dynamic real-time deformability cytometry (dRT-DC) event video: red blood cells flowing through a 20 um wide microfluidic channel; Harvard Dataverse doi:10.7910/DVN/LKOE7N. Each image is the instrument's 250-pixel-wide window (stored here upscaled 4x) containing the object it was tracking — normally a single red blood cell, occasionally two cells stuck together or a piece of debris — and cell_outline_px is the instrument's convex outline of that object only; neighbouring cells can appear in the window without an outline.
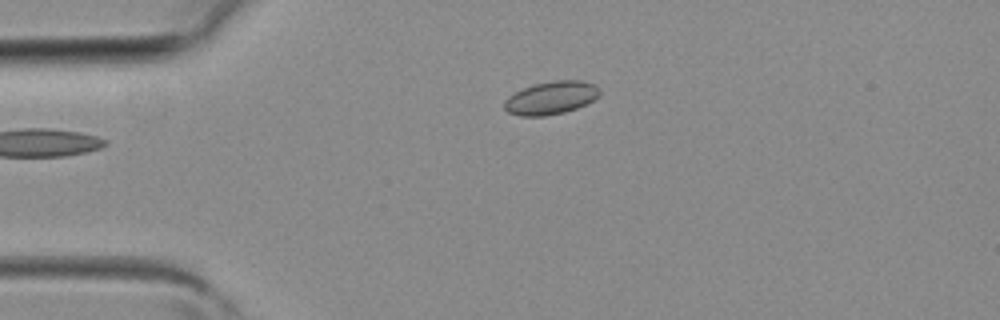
{"species": "common noctule bat (a hibernating species)", "species_latin": "Nyctalus noctula", "temperature_condition": "room temperature", "stored_images_in_passage": 3, "camera_frame_rate_fps": 3000, "um_per_image_px": 0.085, "animal": {"sex": "female", "body_mass_g": 19.3, "forearm_length_mm": 54.1}, "frame": {"image": 1, "passage_image": 3, "time_ms": 0.667, "image_size_px": [1000, 320], "cell_outline_px": [[600, 96], [576, 108], [564, 112], [544, 116], [520, 116], [508, 112], [504, 108], [504, 100], [508, 96], [532, 84], [552, 80], [580, 80], [592, 84], [600, 88]], "centroid_in_image_um": [46.82, 8.31], "position_along_channel_um": 38.2, "area_um2": 18.32}}